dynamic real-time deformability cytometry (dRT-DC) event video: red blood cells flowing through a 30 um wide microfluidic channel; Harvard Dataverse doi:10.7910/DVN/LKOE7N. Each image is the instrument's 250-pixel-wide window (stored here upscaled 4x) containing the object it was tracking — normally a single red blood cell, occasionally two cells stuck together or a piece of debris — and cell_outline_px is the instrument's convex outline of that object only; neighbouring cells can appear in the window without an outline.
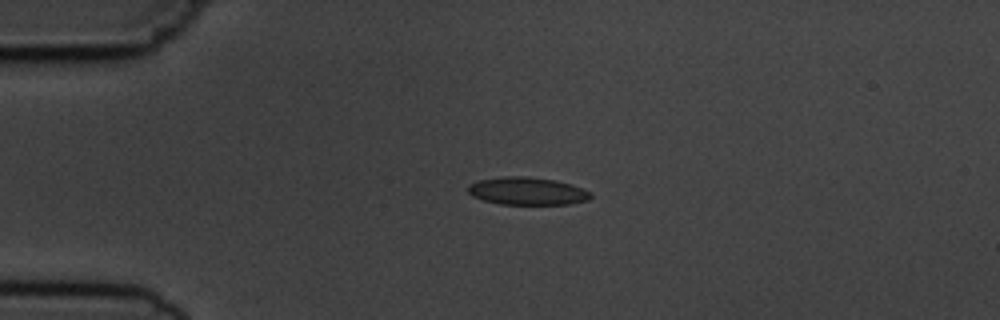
{"species": "common noctule bat (a hibernating species)", "species_latin": "Nyctalus noctula", "temperature_condition": "cold", "stored_images_in_passage": 7, "camera_frame_rate_fps": 3000, "um_per_image_px": 0.085, "animal": {"sex": "male", "body_mass_g": 19.5, "forearm_length_mm": 54.6}, "frame": {"image": 1, "passage_image": 1, "time_ms": 0.0, "image_size_px": [1000, 320], "cell_outline_px": [[592, 196], [588, 200], [568, 204], [500, 204], [484, 200], [472, 196], [468, 192], [468, 184], [480, 180], [500, 176], [528, 176], [556, 180], [572, 184], [592, 192]], "centroid_in_image_um": [44.83, 16.23], "position_along_channel_um": 40.2, "area_um2": 19.94}}
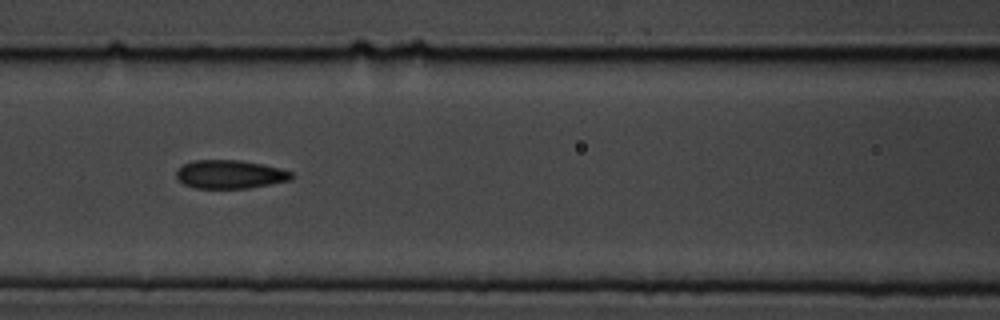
{"frame": {"image": 2, "passage_image": 4, "time_ms": 3.667, "image_size_px": [1000, 320], "cell_outline_px": [[296, 176], [288, 180], [248, 188], [196, 188], [184, 184], [176, 176], [176, 172], [184, 164], [192, 160], [240, 160], [264, 164], [280, 168], [292, 172]], "centroid_in_image_um": [19.57, 14.81], "position_along_channel_um": 147.0, "area_um2": 19.02}}
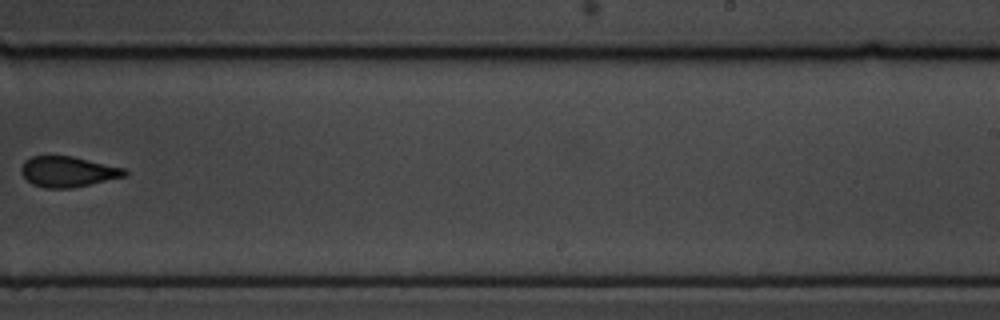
{"frame": {"image": 3, "passage_image": 7, "time_ms": 7.333, "image_size_px": [1000, 320], "cell_outline_px": [[128, 172], [124, 176], [72, 188], [44, 188], [32, 184], [20, 172], [20, 168], [24, 160], [32, 156], [72, 156], [128, 168]], "centroid_in_image_um": [5.77, 14.58], "position_along_channel_um": 283.2, "area_um2": 18.5}}